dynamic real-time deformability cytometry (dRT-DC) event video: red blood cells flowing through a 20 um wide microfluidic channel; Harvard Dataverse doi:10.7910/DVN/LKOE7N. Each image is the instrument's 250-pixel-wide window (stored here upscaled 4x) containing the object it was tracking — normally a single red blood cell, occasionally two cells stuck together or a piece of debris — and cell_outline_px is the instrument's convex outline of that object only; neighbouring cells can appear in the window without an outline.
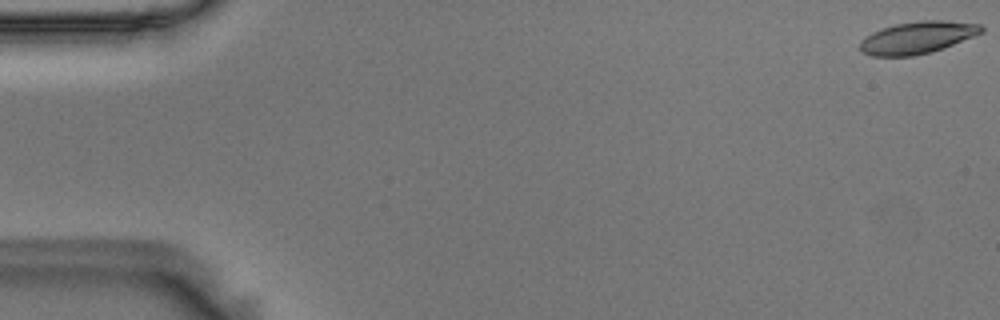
{"species": "Egyptian fruit bat (a non-hibernating species)", "species_latin": "Rousettus aegyptiacus", "temperature_condition": "room temperature", "stored_images_in_passage": 7, "camera_frame_rate_fps": 3000, "um_per_image_px": 0.085, "animal": {"sex": "male"}, "frame": {"image": 1, "passage_image": 1, "time_ms": 0.0, "image_size_px": [1000, 320], "cell_outline_px": [[984, 32], [944, 48], [932, 52], [912, 56], [872, 56], [864, 52], [860, 48], [860, 40], [872, 32], [896, 24], [920, 20], [944, 20], [980, 24], [984, 28]], "centroid_in_image_um": [78.01, 3.19], "position_along_channel_um": 7.0, "area_um2": 22.72}}